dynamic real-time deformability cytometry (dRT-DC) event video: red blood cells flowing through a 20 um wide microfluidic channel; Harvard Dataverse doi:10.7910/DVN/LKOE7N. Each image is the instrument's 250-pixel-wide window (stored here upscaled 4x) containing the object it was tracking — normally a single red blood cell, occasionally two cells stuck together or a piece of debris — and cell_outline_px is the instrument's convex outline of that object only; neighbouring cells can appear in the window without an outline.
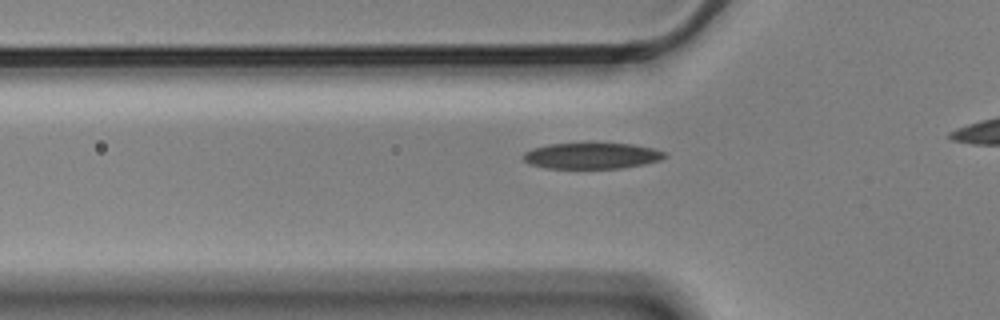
{"species": "Egyptian fruit bat (a non-hibernating species)", "species_latin": "Rousettus aegyptiacus", "temperature_condition": "cold", "stored_images_in_passage": 5, "segment_of_instrument_passage": [2, 2], "camera_frame_rate_fps": 3000, "um_per_image_px": 0.085, "animal": {"sex": "male"}, "frame": {"image": 1, "passage_image": 5, "time_ms": 1.333, "image_size_px": [1000, 320], "cell_outline_px": [[668, 156], [660, 160], [644, 164], [620, 168], [544, 168], [528, 164], [524, 160], [524, 152], [532, 148], [548, 144], [588, 140], [632, 144], [652, 148], [664, 152]], "centroid_in_image_um": [50.27, 13.19], "position_along_channel_um": 75.5, "area_um2": 22.48}}